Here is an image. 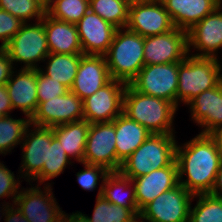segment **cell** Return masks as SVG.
I'll return each instance as SVG.
<instances>
[{"mask_svg":"<svg viewBox=\"0 0 222 222\" xmlns=\"http://www.w3.org/2000/svg\"><path fill=\"white\" fill-rule=\"evenodd\" d=\"M2 204V205H1ZM10 205L8 204H4L2 201L0 202V221H2V219H4V216L6 214L7 208Z\"/></svg>","mask_w":222,"mask_h":222,"instance_id":"cell-45","label":"cell"},{"mask_svg":"<svg viewBox=\"0 0 222 222\" xmlns=\"http://www.w3.org/2000/svg\"><path fill=\"white\" fill-rule=\"evenodd\" d=\"M5 222H28L18 207L13 204L7 208L6 214L3 219Z\"/></svg>","mask_w":222,"mask_h":222,"instance_id":"cell-41","label":"cell"},{"mask_svg":"<svg viewBox=\"0 0 222 222\" xmlns=\"http://www.w3.org/2000/svg\"><path fill=\"white\" fill-rule=\"evenodd\" d=\"M62 222H89L81 211H73L72 213H64Z\"/></svg>","mask_w":222,"mask_h":222,"instance_id":"cell-43","label":"cell"},{"mask_svg":"<svg viewBox=\"0 0 222 222\" xmlns=\"http://www.w3.org/2000/svg\"><path fill=\"white\" fill-rule=\"evenodd\" d=\"M129 7L124 0H89V9L117 29L126 27Z\"/></svg>","mask_w":222,"mask_h":222,"instance_id":"cell-31","label":"cell"},{"mask_svg":"<svg viewBox=\"0 0 222 222\" xmlns=\"http://www.w3.org/2000/svg\"><path fill=\"white\" fill-rule=\"evenodd\" d=\"M84 120L83 100L70 90L38 105L31 118V124L42 127H55Z\"/></svg>","mask_w":222,"mask_h":222,"instance_id":"cell-15","label":"cell"},{"mask_svg":"<svg viewBox=\"0 0 222 222\" xmlns=\"http://www.w3.org/2000/svg\"><path fill=\"white\" fill-rule=\"evenodd\" d=\"M37 69L16 68L6 83L11 106L30 119L38 108Z\"/></svg>","mask_w":222,"mask_h":222,"instance_id":"cell-19","label":"cell"},{"mask_svg":"<svg viewBox=\"0 0 222 222\" xmlns=\"http://www.w3.org/2000/svg\"><path fill=\"white\" fill-rule=\"evenodd\" d=\"M188 56L187 32L179 28L144 37L145 65L182 62Z\"/></svg>","mask_w":222,"mask_h":222,"instance_id":"cell-13","label":"cell"},{"mask_svg":"<svg viewBox=\"0 0 222 222\" xmlns=\"http://www.w3.org/2000/svg\"><path fill=\"white\" fill-rule=\"evenodd\" d=\"M82 56L83 54L50 53L39 69L45 75L62 83L70 90Z\"/></svg>","mask_w":222,"mask_h":222,"instance_id":"cell-27","label":"cell"},{"mask_svg":"<svg viewBox=\"0 0 222 222\" xmlns=\"http://www.w3.org/2000/svg\"><path fill=\"white\" fill-rule=\"evenodd\" d=\"M221 81V59L188 55L178 62L176 107L180 109V106H186L195 96L216 87Z\"/></svg>","mask_w":222,"mask_h":222,"instance_id":"cell-3","label":"cell"},{"mask_svg":"<svg viewBox=\"0 0 222 222\" xmlns=\"http://www.w3.org/2000/svg\"><path fill=\"white\" fill-rule=\"evenodd\" d=\"M179 139L175 154L179 184L193 195L210 193L222 163L214 139L202 133L185 143Z\"/></svg>","mask_w":222,"mask_h":222,"instance_id":"cell-1","label":"cell"},{"mask_svg":"<svg viewBox=\"0 0 222 222\" xmlns=\"http://www.w3.org/2000/svg\"><path fill=\"white\" fill-rule=\"evenodd\" d=\"M209 194L216 196V197H222V163H221L219 170L216 174L213 188Z\"/></svg>","mask_w":222,"mask_h":222,"instance_id":"cell-42","label":"cell"},{"mask_svg":"<svg viewBox=\"0 0 222 222\" xmlns=\"http://www.w3.org/2000/svg\"><path fill=\"white\" fill-rule=\"evenodd\" d=\"M54 137L53 128L30 124L20 145L21 162L18 167L22 179L32 182L47 163L48 145Z\"/></svg>","mask_w":222,"mask_h":222,"instance_id":"cell-10","label":"cell"},{"mask_svg":"<svg viewBox=\"0 0 222 222\" xmlns=\"http://www.w3.org/2000/svg\"><path fill=\"white\" fill-rule=\"evenodd\" d=\"M178 110L172 102L141 94L130 84L125 88L123 113L153 134L178 133L174 127Z\"/></svg>","mask_w":222,"mask_h":222,"instance_id":"cell-2","label":"cell"},{"mask_svg":"<svg viewBox=\"0 0 222 222\" xmlns=\"http://www.w3.org/2000/svg\"><path fill=\"white\" fill-rule=\"evenodd\" d=\"M187 41L188 55L222 59V4L187 31Z\"/></svg>","mask_w":222,"mask_h":222,"instance_id":"cell-11","label":"cell"},{"mask_svg":"<svg viewBox=\"0 0 222 222\" xmlns=\"http://www.w3.org/2000/svg\"><path fill=\"white\" fill-rule=\"evenodd\" d=\"M0 113L3 116L13 114V108L11 106L10 97L6 89V85H0Z\"/></svg>","mask_w":222,"mask_h":222,"instance_id":"cell-40","label":"cell"},{"mask_svg":"<svg viewBox=\"0 0 222 222\" xmlns=\"http://www.w3.org/2000/svg\"><path fill=\"white\" fill-rule=\"evenodd\" d=\"M127 84L111 79L93 95L83 100L84 120L89 124L112 122L123 112V95Z\"/></svg>","mask_w":222,"mask_h":222,"instance_id":"cell-12","label":"cell"},{"mask_svg":"<svg viewBox=\"0 0 222 222\" xmlns=\"http://www.w3.org/2000/svg\"><path fill=\"white\" fill-rule=\"evenodd\" d=\"M176 28L190 30L222 4V0H161Z\"/></svg>","mask_w":222,"mask_h":222,"instance_id":"cell-22","label":"cell"},{"mask_svg":"<svg viewBox=\"0 0 222 222\" xmlns=\"http://www.w3.org/2000/svg\"><path fill=\"white\" fill-rule=\"evenodd\" d=\"M129 6L136 5V4H142L147 3L153 0H124Z\"/></svg>","mask_w":222,"mask_h":222,"instance_id":"cell-46","label":"cell"},{"mask_svg":"<svg viewBox=\"0 0 222 222\" xmlns=\"http://www.w3.org/2000/svg\"><path fill=\"white\" fill-rule=\"evenodd\" d=\"M37 98L38 103L48 101L56 96L65 95L69 89L62 83L45 75L40 69H37Z\"/></svg>","mask_w":222,"mask_h":222,"instance_id":"cell-37","label":"cell"},{"mask_svg":"<svg viewBox=\"0 0 222 222\" xmlns=\"http://www.w3.org/2000/svg\"><path fill=\"white\" fill-rule=\"evenodd\" d=\"M126 28L142 37L164 34L175 28L161 0L136 4L129 7Z\"/></svg>","mask_w":222,"mask_h":222,"instance_id":"cell-16","label":"cell"},{"mask_svg":"<svg viewBox=\"0 0 222 222\" xmlns=\"http://www.w3.org/2000/svg\"><path fill=\"white\" fill-rule=\"evenodd\" d=\"M117 172L125 161L152 134L123 112L114 119Z\"/></svg>","mask_w":222,"mask_h":222,"instance_id":"cell-24","label":"cell"},{"mask_svg":"<svg viewBox=\"0 0 222 222\" xmlns=\"http://www.w3.org/2000/svg\"><path fill=\"white\" fill-rule=\"evenodd\" d=\"M95 200L92 215L82 213L89 222H129L136 216L130 209L112 204L102 195Z\"/></svg>","mask_w":222,"mask_h":222,"instance_id":"cell-33","label":"cell"},{"mask_svg":"<svg viewBox=\"0 0 222 222\" xmlns=\"http://www.w3.org/2000/svg\"><path fill=\"white\" fill-rule=\"evenodd\" d=\"M62 148L61 143L54 136L51 145H48L47 163H44L42 172L31 182L34 185H54V178H58L63 174L66 168L75 166ZM35 182V183H34Z\"/></svg>","mask_w":222,"mask_h":222,"instance_id":"cell-28","label":"cell"},{"mask_svg":"<svg viewBox=\"0 0 222 222\" xmlns=\"http://www.w3.org/2000/svg\"><path fill=\"white\" fill-rule=\"evenodd\" d=\"M23 24L20 19L0 9V47H5L9 43Z\"/></svg>","mask_w":222,"mask_h":222,"instance_id":"cell-38","label":"cell"},{"mask_svg":"<svg viewBox=\"0 0 222 222\" xmlns=\"http://www.w3.org/2000/svg\"><path fill=\"white\" fill-rule=\"evenodd\" d=\"M41 21L46 31L50 53L83 54L75 24L54 19L47 13H45Z\"/></svg>","mask_w":222,"mask_h":222,"instance_id":"cell-23","label":"cell"},{"mask_svg":"<svg viewBox=\"0 0 222 222\" xmlns=\"http://www.w3.org/2000/svg\"><path fill=\"white\" fill-rule=\"evenodd\" d=\"M193 196L178 184L148 203L140 215L146 222H189Z\"/></svg>","mask_w":222,"mask_h":222,"instance_id":"cell-8","label":"cell"},{"mask_svg":"<svg viewBox=\"0 0 222 222\" xmlns=\"http://www.w3.org/2000/svg\"><path fill=\"white\" fill-rule=\"evenodd\" d=\"M129 222H146L143 217L139 214L132 218Z\"/></svg>","mask_w":222,"mask_h":222,"instance_id":"cell-47","label":"cell"},{"mask_svg":"<svg viewBox=\"0 0 222 222\" xmlns=\"http://www.w3.org/2000/svg\"><path fill=\"white\" fill-rule=\"evenodd\" d=\"M0 9L23 23L41 21L46 13V6L39 0H0Z\"/></svg>","mask_w":222,"mask_h":222,"instance_id":"cell-34","label":"cell"},{"mask_svg":"<svg viewBox=\"0 0 222 222\" xmlns=\"http://www.w3.org/2000/svg\"><path fill=\"white\" fill-rule=\"evenodd\" d=\"M114 120L90 124L83 162L117 172Z\"/></svg>","mask_w":222,"mask_h":222,"instance_id":"cell-14","label":"cell"},{"mask_svg":"<svg viewBox=\"0 0 222 222\" xmlns=\"http://www.w3.org/2000/svg\"><path fill=\"white\" fill-rule=\"evenodd\" d=\"M111 79L130 84L145 66L144 37L129 29H117L105 54Z\"/></svg>","mask_w":222,"mask_h":222,"instance_id":"cell-4","label":"cell"},{"mask_svg":"<svg viewBox=\"0 0 222 222\" xmlns=\"http://www.w3.org/2000/svg\"><path fill=\"white\" fill-rule=\"evenodd\" d=\"M89 11V0H52L46 13L54 19L77 24Z\"/></svg>","mask_w":222,"mask_h":222,"instance_id":"cell-32","label":"cell"},{"mask_svg":"<svg viewBox=\"0 0 222 222\" xmlns=\"http://www.w3.org/2000/svg\"><path fill=\"white\" fill-rule=\"evenodd\" d=\"M110 80L105 55H83L70 91L84 100Z\"/></svg>","mask_w":222,"mask_h":222,"instance_id":"cell-20","label":"cell"},{"mask_svg":"<svg viewBox=\"0 0 222 222\" xmlns=\"http://www.w3.org/2000/svg\"><path fill=\"white\" fill-rule=\"evenodd\" d=\"M16 68L5 47H0V85H6Z\"/></svg>","mask_w":222,"mask_h":222,"instance_id":"cell-39","label":"cell"},{"mask_svg":"<svg viewBox=\"0 0 222 222\" xmlns=\"http://www.w3.org/2000/svg\"><path fill=\"white\" fill-rule=\"evenodd\" d=\"M131 180L135 187L137 206L141 211L161 193L179 184L177 163L174 160L169 166Z\"/></svg>","mask_w":222,"mask_h":222,"instance_id":"cell-21","label":"cell"},{"mask_svg":"<svg viewBox=\"0 0 222 222\" xmlns=\"http://www.w3.org/2000/svg\"><path fill=\"white\" fill-rule=\"evenodd\" d=\"M28 184L22 186L14 203L28 222H62L65 211L60 208L53 186Z\"/></svg>","mask_w":222,"mask_h":222,"instance_id":"cell-7","label":"cell"},{"mask_svg":"<svg viewBox=\"0 0 222 222\" xmlns=\"http://www.w3.org/2000/svg\"><path fill=\"white\" fill-rule=\"evenodd\" d=\"M5 48L15 68L39 69L50 54L43 22L24 23Z\"/></svg>","mask_w":222,"mask_h":222,"instance_id":"cell-6","label":"cell"},{"mask_svg":"<svg viewBox=\"0 0 222 222\" xmlns=\"http://www.w3.org/2000/svg\"><path fill=\"white\" fill-rule=\"evenodd\" d=\"M130 85L141 94L168 100L176 106L178 62L145 65Z\"/></svg>","mask_w":222,"mask_h":222,"instance_id":"cell-9","label":"cell"},{"mask_svg":"<svg viewBox=\"0 0 222 222\" xmlns=\"http://www.w3.org/2000/svg\"><path fill=\"white\" fill-rule=\"evenodd\" d=\"M3 162L4 161L0 160V201L2 200L4 204L13 205L22 188L21 183L24 182V180L19 172H17L16 175L14 171L9 169ZM5 199H9V201L6 202Z\"/></svg>","mask_w":222,"mask_h":222,"instance_id":"cell-36","label":"cell"},{"mask_svg":"<svg viewBox=\"0 0 222 222\" xmlns=\"http://www.w3.org/2000/svg\"><path fill=\"white\" fill-rule=\"evenodd\" d=\"M189 118L202 134H210L222 126V81L214 88L203 91L186 105Z\"/></svg>","mask_w":222,"mask_h":222,"instance_id":"cell-17","label":"cell"},{"mask_svg":"<svg viewBox=\"0 0 222 222\" xmlns=\"http://www.w3.org/2000/svg\"><path fill=\"white\" fill-rule=\"evenodd\" d=\"M176 134H150V136L122 162L119 172L134 179L169 166L175 160Z\"/></svg>","mask_w":222,"mask_h":222,"instance_id":"cell-5","label":"cell"},{"mask_svg":"<svg viewBox=\"0 0 222 222\" xmlns=\"http://www.w3.org/2000/svg\"><path fill=\"white\" fill-rule=\"evenodd\" d=\"M42 2L45 6H47L52 0H39Z\"/></svg>","mask_w":222,"mask_h":222,"instance_id":"cell-48","label":"cell"},{"mask_svg":"<svg viewBox=\"0 0 222 222\" xmlns=\"http://www.w3.org/2000/svg\"><path fill=\"white\" fill-rule=\"evenodd\" d=\"M78 164L83 166L82 170L79 169L75 174L79 186L86 192H95L98 188L96 195L100 196L102 194L103 183L110 171L100 165L88 164L85 162Z\"/></svg>","mask_w":222,"mask_h":222,"instance_id":"cell-35","label":"cell"},{"mask_svg":"<svg viewBox=\"0 0 222 222\" xmlns=\"http://www.w3.org/2000/svg\"><path fill=\"white\" fill-rule=\"evenodd\" d=\"M209 135L214 139L222 159V126L212 131Z\"/></svg>","mask_w":222,"mask_h":222,"instance_id":"cell-44","label":"cell"},{"mask_svg":"<svg viewBox=\"0 0 222 222\" xmlns=\"http://www.w3.org/2000/svg\"><path fill=\"white\" fill-rule=\"evenodd\" d=\"M89 127L86 120L52 127L54 136L73 162H83Z\"/></svg>","mask_w":222,"mask_h":222,"instance_id":"cell-25","label":"cell"},{"mask_svg":"<svg viewBox=\"0 0 222 222\" xmlns=\"http://www.w3.org/2000/svg\"><path fill=\"white\" fill-rule=\"evenodd\" d=\"M23 116V118H16L14 115H7L0 119V155L3 157L14 152V148H17V145L20 146L24 139L31 119Z\"/></svg>","mask_w":222,"mask_h":222,"instance_id":"cell-29","label":"cell"},{"mask_svg":"<svg viewBox=\"0 0 222 222\" xmlns=\"http://www.w3.org/2000/svg\"><path fill=\"white\" fill-rule=\"evenodd\" d=\"M83 55H105L113 41L116 27L89 11L76 24Z\"/></svg>","mask_w":222,"mask_h":222,"instance_id":"cell-18","label":"cell"},{"mask_svg":"<svg viewBox=\"0 0 222 222\" xmlns=\"http://www.w3.org/2000/svg\"><path fill=\"white\" fill-rule=\"evenodd\" d=\"M193 201L196 202L191 204L189 222H222V197L197 194Z\"/></svg>","mask_w":222,"mask_h":222,"instance_id":"cell-30","label":"cell"},{"mask_svg":"<svg viewBox=\"0 0 222 222\" xmlns=\"http://www.w3.org/2000/svg\"><path fill=\"white\" fill-rule=\"evenodd\" d=\"M101 195L112 204L128 208L135 215L140 214L134 184L131 178L125 177L120 172H110L106 176Z\"/></svg>","mask_w":222,"mask_h":222,"instance_id":"cell-26","label":"cell"}]
</instances>
